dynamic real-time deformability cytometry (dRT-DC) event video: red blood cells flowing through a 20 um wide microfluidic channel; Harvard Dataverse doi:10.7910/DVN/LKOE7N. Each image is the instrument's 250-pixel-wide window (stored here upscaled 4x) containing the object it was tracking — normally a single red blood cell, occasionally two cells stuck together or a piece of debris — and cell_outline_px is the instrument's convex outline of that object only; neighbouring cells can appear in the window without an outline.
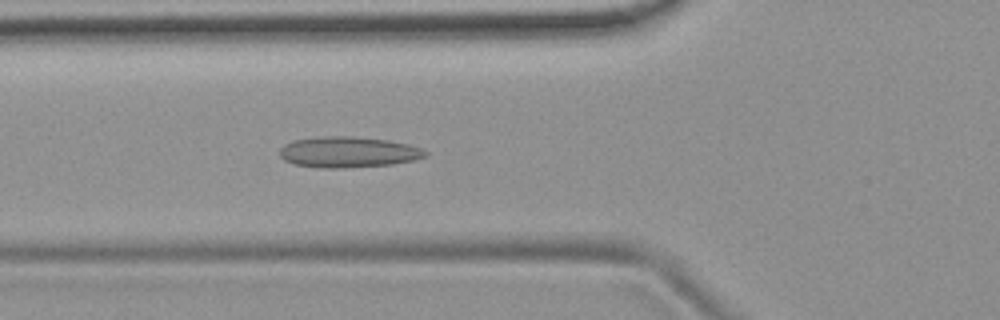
{"species": "common noctule bat (a hibernating species)", "species_latin": "Nyctalus noctula", "temperature_condition": "room temperature", "stored_images_in_passage": 51, "camera_frame_rate_fps": 3000, "um_per_image_px": 0.085, "animal": {"sex": "female", "body_mass_g": 19.9}, "frame": {"image": 1, "passage_image": 18, "time_ms": 5.667, "image_size_px": [1000, 320], "cell_outline_px": [[428, 156], [412, 160], [392, 164], [344, 168], [324, 168], [296, 164], [284, 160], [280, 156], [280, 148], [284, 144], [292, 140], [324, 136], [352, 136], [388, 140], [408, 144], [420, 148], [428, 152]], "centroid_in_image_um": [29.59, 12.92], "position_along_channel_um": 96.2, "area_um2": 26.13}}
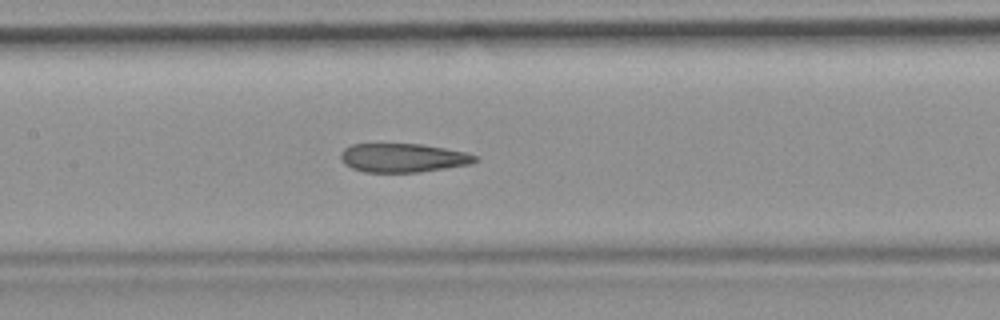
{"frame": {"image": 2, "passage_image": 24, "time_ms": 7.667, "image_size_px": [1000, 320], "cell_outline_px": [[480, 160], [468, 164], [420, 172], [364, 172], [352, 168], [344, 164], [340, 156], [340, 152], [344, 148], [352, 144], [420, 144], [444, 148], [464, 152], [480, 156]], "centroid_in_image_um": [34.24, 13.41], "position_along_channel_um": 173.2, "area_um2": 22.54}}
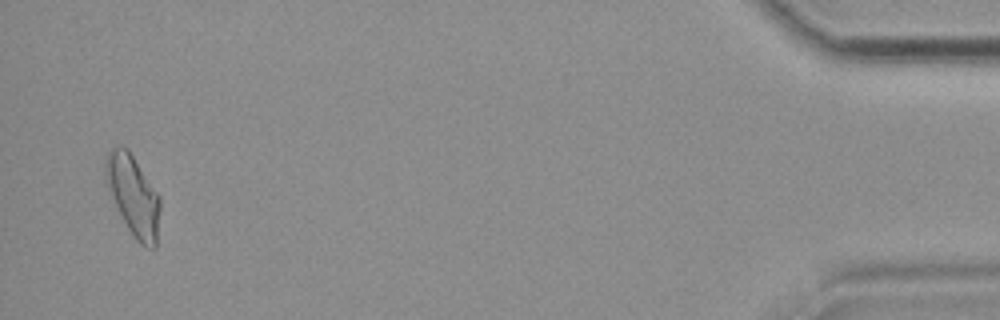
{"frame": {"image": 3, "passage_image": 50, "time_ms": 16.333, "image_size_px": [1000, 320], "cell_outline_px": [[160, 208], [156, 248], [144, 248], [132, 236], [108, 196], [104, 168], [104, 160], [108, 152], [112, 148], [128, 148], [160, 196]], "centroid_in_image_um": [11.3, 16.66], "position_along_channel_um": 423.9, "area_um2": 26.07}, "authors_computed_cell_mechanics": {"area_um2": 24.1026, "velocity_mm_per_s": 3.8328, "shape_relaxation_time_tau1_ms": null, "shape_relaxation_time_tau2_ms": 2.2636, "deformation_change_tau1": null, "deformation_change_tau2": 0.1001}}